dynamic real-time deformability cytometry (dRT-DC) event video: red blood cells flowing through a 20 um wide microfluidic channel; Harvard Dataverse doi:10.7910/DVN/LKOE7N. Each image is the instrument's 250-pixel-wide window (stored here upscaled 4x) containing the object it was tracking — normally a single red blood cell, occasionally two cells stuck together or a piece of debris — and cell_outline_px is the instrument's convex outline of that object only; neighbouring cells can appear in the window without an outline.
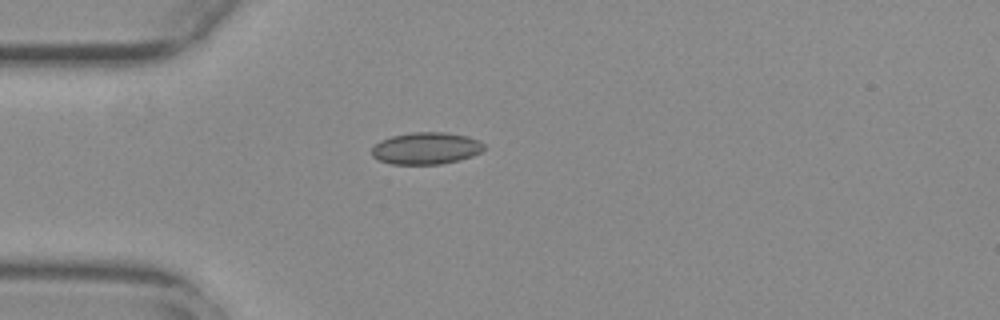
{"species": "common noctule bat (a hibernating species)", "species_latin": "Nyctalus noctula", "temperature_condition": "warm", "stored_images_in_passage": 21, "camera_frame_rate_fps": 3000, "um_per_image_px": 0.085, "animal": {"sex": "female", "body_mass_g": 29.2, "forearm_length_mm": 56.3}, "frame": {"image": 1, "passage_image": 1, "time_ms": 0.0, "image_size_px": [1000, 320], "cell_outline_px": [[484, 148], [480, 152], [472, 156], [440, 164], [392, 164], [380, 160], [372, 156], [372, 148], [380, 140], [392, 136], [412, 132], [448, 132], [468, 136], [480, 140], [484, 144]], "centroid_in_image_um": [36.23, 12.59], "position_along_channel_um": 48.8, "area_um2": 20.87}}
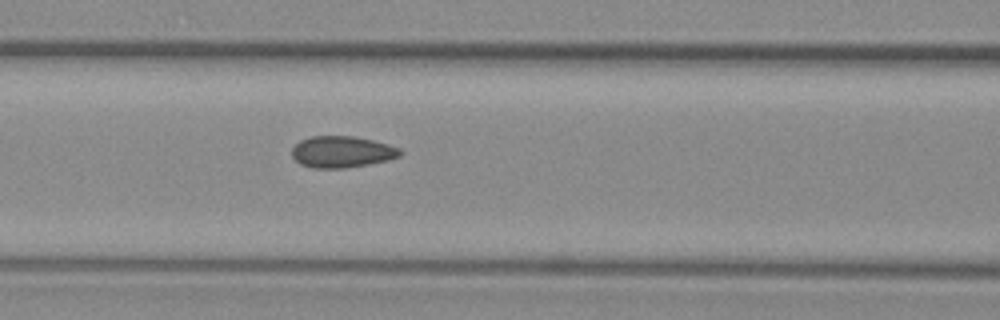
{"frame": {"image": 2, "passage_image": 9, "time_ms": 2.667, "image_size_px": [1000, 320], "cell_outline_px": [[404, 152], [400, 156], [388, 160], [368, 164], [344, 168], [312, 168], [300, 164], [292, 156], [292, 148], [300, 140], [312, 136], [352, 136], [372, 140], [388, 144], [400, 148]], "centroid_in_image_um": [29.07, 12.91], "position_along_channel_um": 137.5, "area_um2": 19.88}}
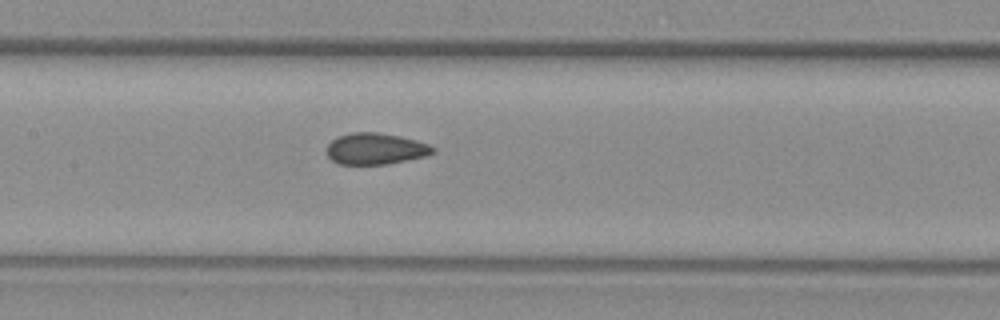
{"frame": {"image": 3, "passage_image": 12, "time_ms": 3.667, "image_size_px": [1000, 320], "cell_outline_px": [[436, 152], [424, 156], [388, 164], [336, 164], [324, 152], [328, 144], [332, 140], [340, 136], [352, 132], [376, 132], [400, 136], [416, 140], [428, 144], [436, 148]], "centroid_in_image_um": [31.9, 12.65], "position_along_channel_um": 175.5, "area_um2": 19.48}}